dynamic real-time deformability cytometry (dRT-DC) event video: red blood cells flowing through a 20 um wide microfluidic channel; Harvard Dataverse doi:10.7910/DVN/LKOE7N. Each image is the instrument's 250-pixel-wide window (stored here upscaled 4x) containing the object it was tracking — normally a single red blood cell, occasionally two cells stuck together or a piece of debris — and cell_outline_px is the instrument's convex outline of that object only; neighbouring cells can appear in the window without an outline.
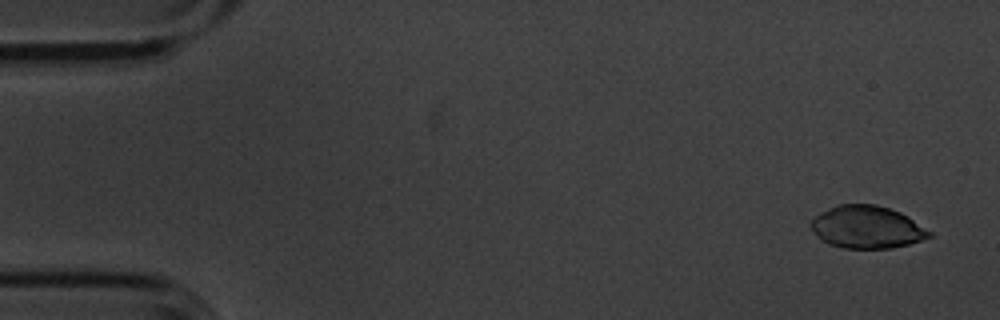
{"species": "common noctule bat (a hibernating species)", "species_latin": "Nyctalus noctula", "temperature_condition": "cold", "stored_images_in_passage": 5, "camera_frame_rate_fps": 3000, "um_per_image_px": 0.085, "animal": {"sex": "male", "body_mass_g": 20.1, "forearm_length_mm": 53.5}, "frame": {"image": 1, "passage_image": 1, "time_ms": 0.0, "image_size_px": [1000, 320], "cell_outline_px": [[932, 236], [908, 244], [892, 248], [844, 248], [828, 244], [820, 240], [808, 224], [820, 212], [840, 204], [876, 204], [900, 212], [908, 216], [932, 232]], "centroid_in_image_um": [73.67, 19.3], "position_along_channel_um": 11.3, "area_um2": 29.3}}